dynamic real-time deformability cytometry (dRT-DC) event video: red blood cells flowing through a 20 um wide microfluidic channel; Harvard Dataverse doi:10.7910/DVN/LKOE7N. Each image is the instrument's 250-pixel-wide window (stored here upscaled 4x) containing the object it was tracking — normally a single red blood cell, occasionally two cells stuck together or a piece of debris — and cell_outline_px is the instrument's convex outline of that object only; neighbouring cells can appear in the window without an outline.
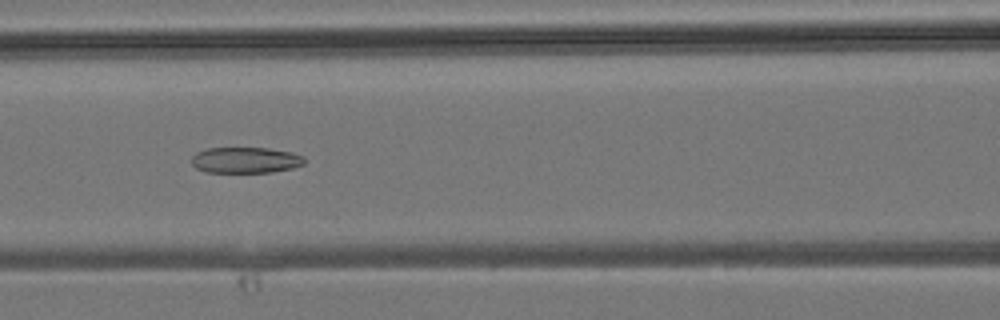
{"species": "common noctule bat (a hibernating species)", "species_latin": "Nyctalus noctula", "temperature_condition": "room temperature", "stored_images_in_passage": 13, "camera_frame_rate_fps": 3000, "um_per_image_px": 0.085, "animal": {"sex": "male", "body_mass_g": 19.2, "forearm_length_mm": 51.8}, "frame": {"image": 1, "passage_image": 10, "time_ms": 3.0, "image_size_px": [1000, 320], "cell_outline_px": [[304, 164], [292, 168], [272, 172], [204, 172], [196, 168], [192, 164], [192, 156], [196, 152], [208, 148], [268, 148], [292, 152], [304, 156]], "centroid_in_image_um": [20.87, 13.61], "position_along_channel_um": 145.7, "area_um2": 17.11}}